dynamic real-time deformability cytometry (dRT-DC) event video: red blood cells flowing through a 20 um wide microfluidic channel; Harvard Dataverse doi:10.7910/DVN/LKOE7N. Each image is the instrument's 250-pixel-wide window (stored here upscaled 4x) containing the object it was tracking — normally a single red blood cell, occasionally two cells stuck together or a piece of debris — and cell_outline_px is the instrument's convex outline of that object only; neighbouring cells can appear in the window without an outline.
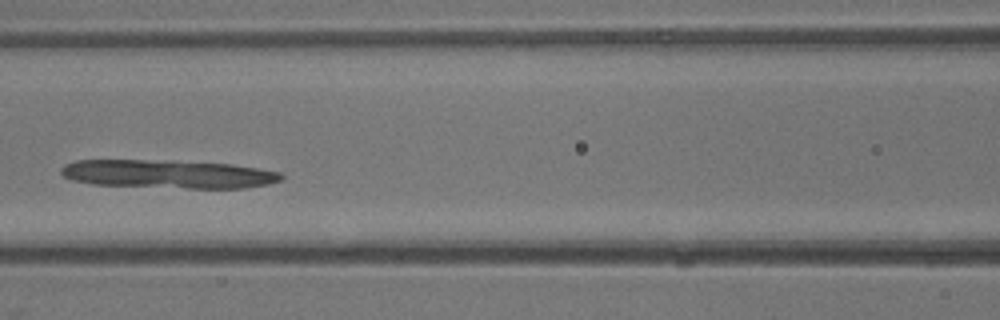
{"species": "common noctule bat (a hibernating species)", "species_latin": "Nyctalus noctula", "temperature_condition": "warm", "stored_images_in_passage": 13, "camera_frame_rate_fps": 3000, "um_per_image_px": 0.085, "animal": {"sex": "male", "body_mass_g": 13.3}, "frame": {"image": 1, "passage_image": 10, "time_ms": 3.0, "image_size_px": [1000, 320], "cell_outline_px": [[284, 176], [280, 180], [268, 184], [244, 188], [188, 188], [92, 184], [72, 180], [64, 176], [60, 172], [60, 168], [64, 164], [76, 160], [172, 160], [232, 164], [280, 172]], "centroid_in_image_um": [14.27, 14.78], "position_along_channel_um": 152.3, "area_um2": 36.53}}
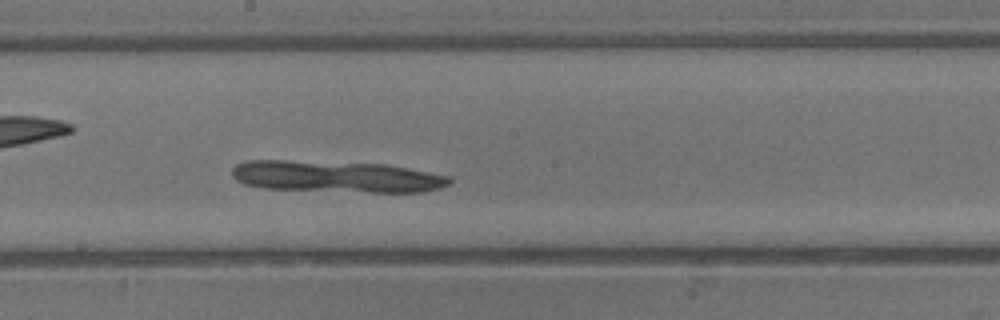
{"frame": {"image": 2, "passage_image": 13, "time_ms": 4.0, "image_size_px": [1000, 320], "cell_outline_px": [[452, 180], [448, 184], [440, 188], [424, 192], [372, 192], [264, 188], [244, 184], [236, 180], [232, 176], [232, 168], [236, 164], [248, 160], [284, 160], [384, 164], [452, 176]], "centroid_in_image_um": [28.59, 15.01], "position_along_channel_um": 219.6, "area_um2": 39.88}}